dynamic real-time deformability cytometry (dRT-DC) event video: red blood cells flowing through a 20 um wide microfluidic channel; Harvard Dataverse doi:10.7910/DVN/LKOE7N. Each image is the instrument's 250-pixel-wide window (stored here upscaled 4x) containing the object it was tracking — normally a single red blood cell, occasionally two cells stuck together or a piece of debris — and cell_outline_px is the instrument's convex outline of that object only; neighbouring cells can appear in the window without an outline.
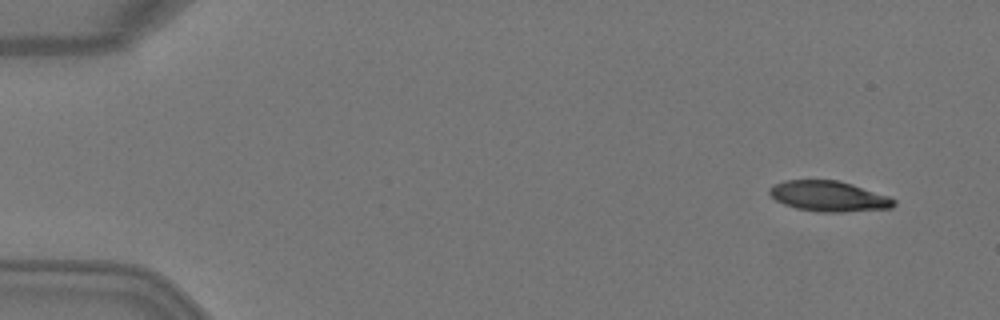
{"species": "Egyptian fruit bat (a non-hibernating species)", "species_latin": "Rousettus aegyptiacus", "temperature_condition": "warm", "stored_images_in_passage": 4, "camera_frame_rate_fps": 3000, "um_per_image_px": 0.085, "animal": {"sex": "female"}, "frame": {"image": 1, "passage_image": 1, "time_ms": 0.0, "image_size_px": [1000, 320], "cell_outline_px": [[896, 204], [892, 208], [844, 212], [816, 212], [796, 208], [784, 204], [776, 200], [768, 192], [776, 184], [784, 180], [836, 180], [852, 184], [888, 196], [896, 200]], "centroid_in_image_um": [70.47, 16.69], "position_along_channel_um": 14.5, "area_um2": 21.96}}
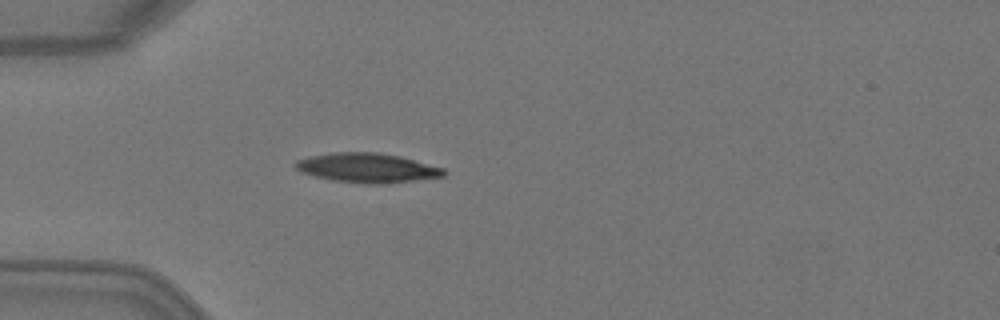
{"frame": {"image": 2, "passage_image": 4, "time_ms": 1.0, "image_size_px": [1000, 320], "cell_outline_px": [[448, 172], [444, 176], [380, 184], [368, 184], [332, 180], [300, 172], [292, 164], [296, 160], [312, 156], [332, 152], [380, 152], [400, 156], [444, 168]], "centroid_in_image_um": [31.2, 14.26], "position_along_channel_um": 53.8, "area_um2": 25.37}}